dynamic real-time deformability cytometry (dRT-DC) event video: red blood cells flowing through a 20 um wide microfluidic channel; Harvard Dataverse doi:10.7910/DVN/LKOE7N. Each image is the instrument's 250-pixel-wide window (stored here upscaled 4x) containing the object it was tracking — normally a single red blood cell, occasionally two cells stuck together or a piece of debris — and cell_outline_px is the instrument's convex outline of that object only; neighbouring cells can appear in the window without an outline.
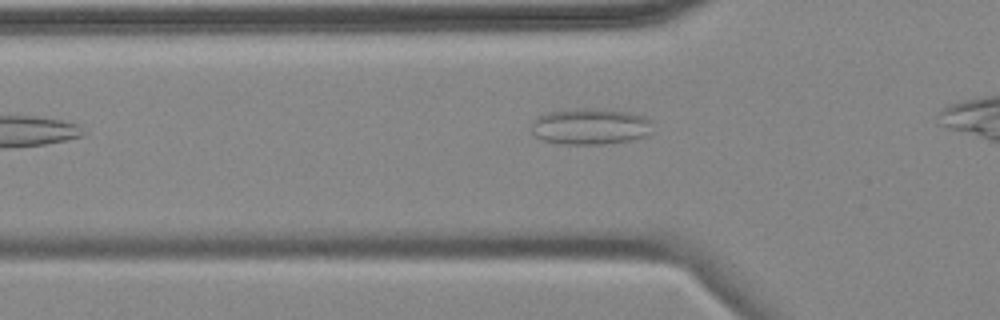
{"species": "common noctule bat (a hibernating species)", "species_latin": "Nyctalus noctula", "temperature_condition": "cold", "stored_images_in_passage": 9, "camera_frame_rate_fps": 3000, "um_per_image_px": 0.085, "animal": {"sex": "female", "body_mass_g": 18.4}, "frame": {"image": 1, "passage_image": 3, "time_ms": 3.0, "image_size_px": [1000, 320], "cell_outline_px": [[652, 132], [648, 136], [628, 140], [604, 144], [560, 144], [540, 140], [532, 132], [532, 120], [536, 116], [548, 112], [576, 108], [592, 108], [628, 112], [644, 116], [652, 120]], "centroid_in_image_um": [50.17, 10.75], "position_along_channel_um": 75.6, "area_um2": 25.95}}